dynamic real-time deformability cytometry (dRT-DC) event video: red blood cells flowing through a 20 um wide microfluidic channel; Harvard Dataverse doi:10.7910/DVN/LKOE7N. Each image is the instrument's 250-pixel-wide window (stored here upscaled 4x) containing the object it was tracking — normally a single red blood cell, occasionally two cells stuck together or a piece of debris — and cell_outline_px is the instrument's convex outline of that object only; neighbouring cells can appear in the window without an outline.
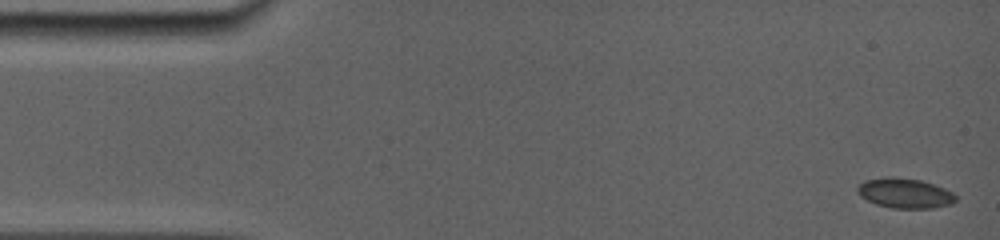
{"species": "common noctule bat (a hibernating species)", "species_latin": "Nyctalus noctula", "temperature_condition": "room temperature", "stored_images_in_passage": 41, "camera_frame_rate_fps": 5000, "um_per_image_px": 0.085, "animal": {"sex": "female", "body_mass_g": 19.0, "forearm_length_mm": 56.7}, "frame": {"image": 1, "passage_image": 1, "time_ms": 0.0, "image_size_px": [1000, 240], "cell_outline_px": [[956, 200], [952, 204], [932, 208], [892, 208], [876, 204], [860, 196], [856, 192], [856, 188], [864, 180], [888, 176], [892, 176], [920, 180], [944, 188], [952, 192], [956, 196]], "centroid_in_image_um": [76.89, 16.42], "position_along_channel_um": 8.1, "area_um2": 17.17}}
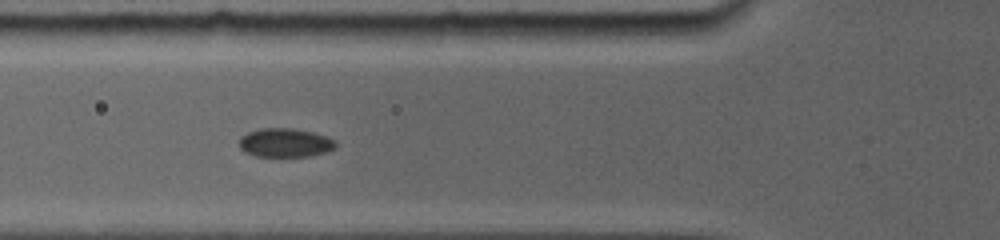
{"frame": {"image": 2, "passage_image": 18, "time_ms": 5.6, "image_size_px": [1000, 240], "cell_outline_px": [[336, 148], [328, 152], [308, 156], [256, 156], [244, 152], [240, 148], [240, 136], [248, 132], [260, 128], [292, 128], [312, 132], [328, 136], [336, 140]], "centroid_in_image_um": [24.26, 12.13], "position_along_channel_um": 101.5, "area_um2": 16.36}}
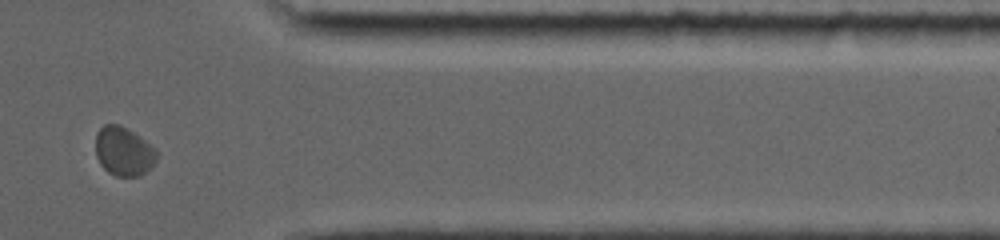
{"frame": {"image": 3, "passage_image": 35, "time_ms": 13.6, "image_size_px": [1000, 240], "cell_outline_px": [[160, 152], [156, 160], [140, 176], [116, 176], [108, 172], [100, 164], [96, 156], [96, 132], [104, 124], [120, 124], [140, 136], [156, 148]], "centroid_in_image_um": [10.52, 12.84], "position_along_channel_um": 400.9, "area_um2": 17.57}, "authors_computed_cell_mechanics": {"area_um2": 17.1666, "velocity_mm_per_s": 3.8115, "shape_relaxation_time_tau1_ms": 4.0307, "shape_relaxation_time_tau2_ms": 1.2382, "deformation_change_tau1": 0.0678, "deformation_change_tau2": 0.0279}}